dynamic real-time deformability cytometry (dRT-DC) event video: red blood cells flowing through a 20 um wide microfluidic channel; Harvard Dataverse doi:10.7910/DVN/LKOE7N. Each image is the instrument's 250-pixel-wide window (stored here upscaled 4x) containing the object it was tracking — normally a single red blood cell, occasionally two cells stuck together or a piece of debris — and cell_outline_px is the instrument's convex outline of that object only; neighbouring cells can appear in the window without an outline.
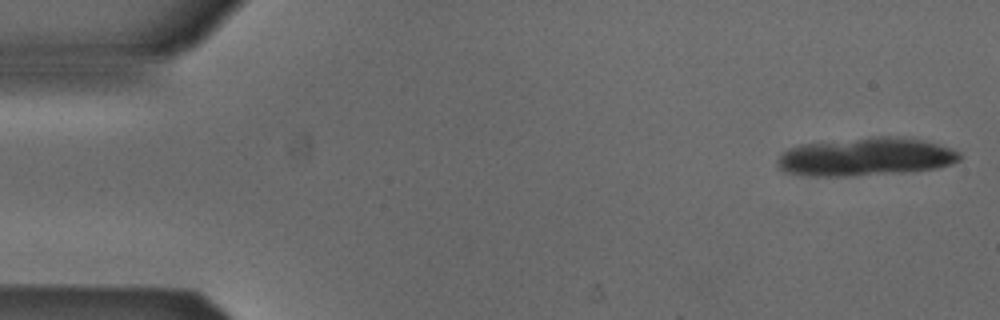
{"species": "Egyptian fruit bat (a non-hibernating species)", "species_latin": "Rousettus aegyptiacus", "temperature_condition": "cold", "stored_images_in_passage": 17, "camera_frame_rate_fps": 3000, "um_per_image_px": 0.085, "animal": {"sex": "male"}, "frame": {"image": 1, "passage_image": 1, "time_ms": 0.0, "image_size_px": [1000, 320], "cell_outline_px": [[960, 160], [952, 164], [936, 168], [904, 172], [856, 176], [812, 176], [784, 172], [776, 164], [776, 160], [780, 152], [788, 148], [800, 144], [880, 136], [900, 136], [924, 140], [952, 148], [960, 152]], "centroid_in_image_um": [73.57, 13.33], "position_along_channel_um": 11.4, "area_um2": 40.92}}